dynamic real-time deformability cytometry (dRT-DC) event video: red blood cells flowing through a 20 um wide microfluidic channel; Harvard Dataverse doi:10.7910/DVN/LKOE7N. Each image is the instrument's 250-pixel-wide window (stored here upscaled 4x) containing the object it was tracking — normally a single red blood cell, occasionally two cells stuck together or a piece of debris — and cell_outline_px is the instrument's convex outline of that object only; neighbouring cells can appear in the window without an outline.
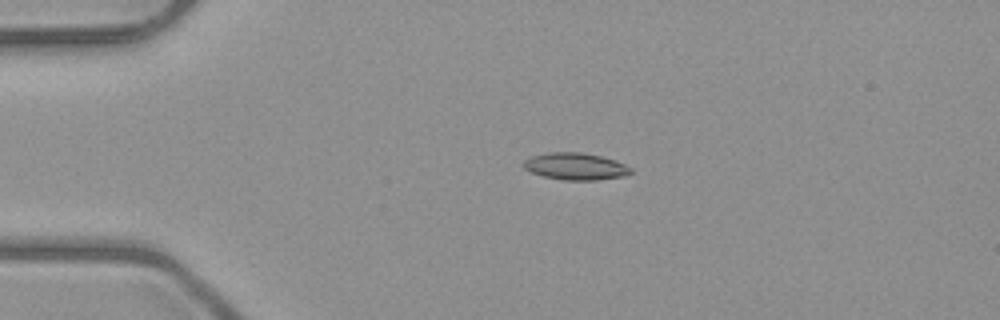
{"species": "common noctule bat (a hibernating species)", "species_latin": "Nyctalus noctula", "temperature_condition": "room temperature", "stored_images_in_passage": 2, "camera_frame_rate_fps": 3000, "um_per_image_px": 0.085, "animal": {"sex": "male", "body_mass_g": 23.1, "forearm_length_mm": 52.7}, "frame": {"image": 1, "passage_image": 1, "time_ms": 0.0, "image_size_px": [1000, 320], "cell_outline_px": [[632, 172], [624, 176], [596, 180], [564, 180], [544, 176], [532, 172], [524, 168], [520, 164], [524, 160], [532, 156], [548, 152], [580, 152], [600, 156], [616, 160], [632, 168]], "centroid_in_image_um": [48.91, 14.14], "position_along_channel_um": 36.1, "area_um2": 16.88}}